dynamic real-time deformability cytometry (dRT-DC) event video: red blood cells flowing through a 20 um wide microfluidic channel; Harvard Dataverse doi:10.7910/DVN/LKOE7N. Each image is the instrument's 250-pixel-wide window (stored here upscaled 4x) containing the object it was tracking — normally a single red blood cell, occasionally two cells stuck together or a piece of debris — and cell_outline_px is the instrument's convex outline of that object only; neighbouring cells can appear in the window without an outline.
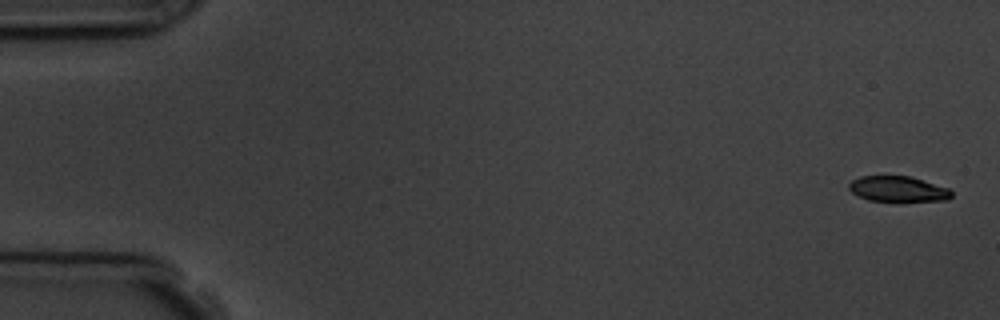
{"species": "common noctule bat (a hibernating species)", "species_latin": "Nyctalus noctula", "temperature_condition": "room temperature", "stored_images_in_passage": 6, "camera_frame_rate_fps": 3000, "um_per_image_px": 0.085, "animal": {"sex": "male", "body_mass_g": 19.5, "forearm_length_mm": 54.6}, "frame": {"image": 1, "passage_image": 1, "time_ms": 0.0, "image_size_px": [1000, 320], "cell_outline_px": [[952, 196], [948, 200], [868, 200], [852, 192], [848, 188], [848, 184], [852, 180], [860, 176], [912, 176], [948, 188], [952, 192]], "centroid_in_image_um": [76.32, 16.04], "position_along_channel_um": 8.7, "area_um2": 14.97}}
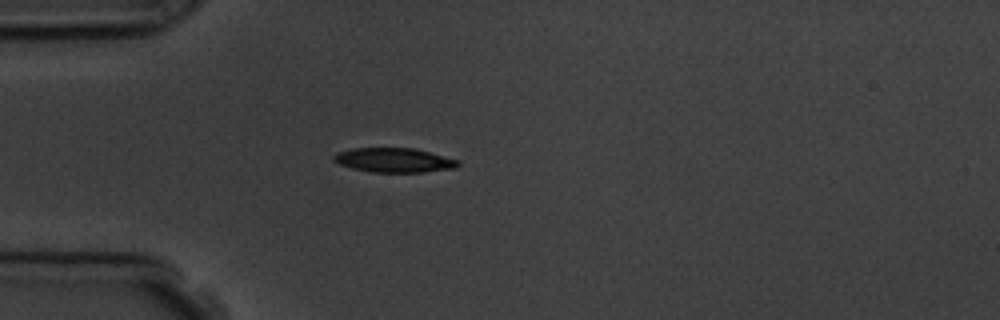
{"frame": {"image": 2, "passage_image": 5, "time_ms": 4.667, "image_size_px": [1000, 320], "cell_outline_px": [[460, 164], [456, 168], [424, 172], [372, 172], [352, 168], [340, 164], [332, 160], [332, 156], [336, 152], [352, 148], [416, 148], [460, 160]], "centroid_in_image_um": [33.51, 13.61], "position_along_channel_um": 51.5, "area_um2": 17.86}}